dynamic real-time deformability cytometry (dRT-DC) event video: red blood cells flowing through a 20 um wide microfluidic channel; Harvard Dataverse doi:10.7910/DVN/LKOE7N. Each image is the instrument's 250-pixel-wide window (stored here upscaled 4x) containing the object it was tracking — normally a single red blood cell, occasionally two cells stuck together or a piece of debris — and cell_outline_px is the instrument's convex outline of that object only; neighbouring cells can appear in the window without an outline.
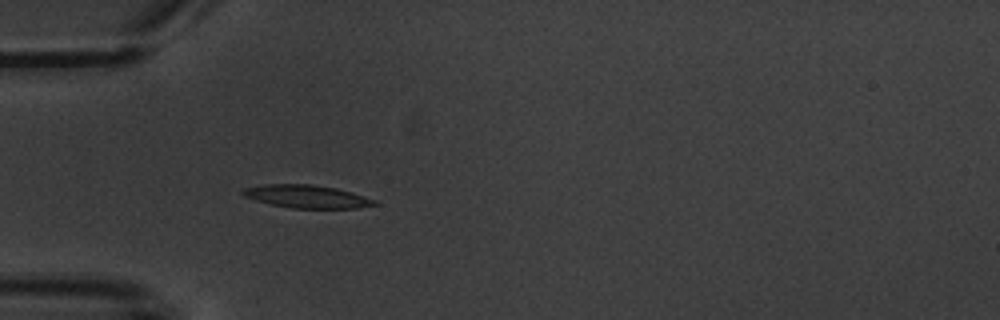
{"species": "common noctule bat (a hibernating species)", "species_latin": "Nyctalus noctula", "temperature_condition": "warm", "stored_images_in_passage": 2, "camera_frame_rate_fps": 3000, "um_per_image_px": 0.085, "animal": {"sex": "male", "body_mass_g": 20.1, "forearm_length_mm": 53.5}, "frame": {"image": 1, "passage_image": 2, "time_ms": 1.333, "image_size_px": [1000, 320], "cell_outline_px": [[376, 204], [356, 208], [292, 208], [272, 204], [256, 200], [244, 196], [240, 192], [244, 188], [264, 184], [312, 184], [336, 188], [352, 192], [376, 200]], "centroid_in_image_um": [26.06, 16.69], "position_along_channel_um": 58.9, "area_um2": 17.46}}